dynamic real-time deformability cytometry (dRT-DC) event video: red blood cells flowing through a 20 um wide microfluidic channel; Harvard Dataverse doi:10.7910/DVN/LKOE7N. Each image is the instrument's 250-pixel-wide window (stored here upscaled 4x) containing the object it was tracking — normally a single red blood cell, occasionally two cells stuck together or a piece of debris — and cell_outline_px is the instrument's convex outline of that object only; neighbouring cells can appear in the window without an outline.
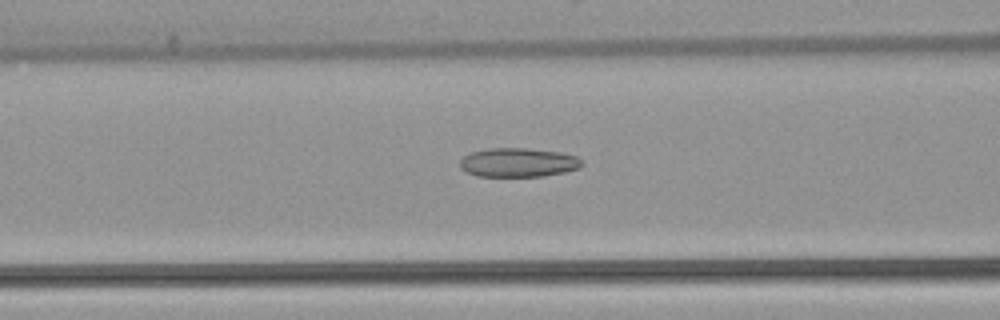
{"species": "common noctule bat (a hibernating species)", "species_latin": "Nyctalus noctula", "temperature_condition": "warm", "stored_images_in_passage": 41, "camera_frame_rate_fps": 3000, "um_per_image_px": 0.085, "animal": {"sex": "female", "body_mass_g": 22.7, "forearm_length_mm": 54.2}, "frame": {"image": 1, "passage_image": 10, "time_ms": 3.0, "image_size_px": [1000, 320], "cell_outline_px": [[584, 164], [580, 168], [564, 172], [544, 176], [476, 176], [460, 168], [460, 160], [464, 156], [472, 152], [488, 148], [528, 148], [560, 152], [576, 156], [584, 160]], "centroid_in_image_um": [44.09, 13.81], "position_along_channel_um": 122.5, "area_um2": 20.75}}
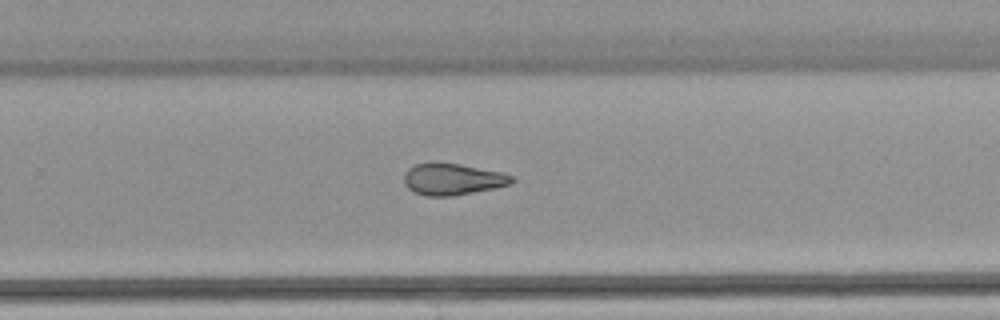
{"frame": {"image": 2, "passage_image": 23, "time_ms": 7.333, "image_size_px": [1000, 320], "cell_outline_px": [[516, 180], [512, 184], [452, 196], [428, 196], [416, 192], [408, 188], [404, 184], [404, 172], [408, 168], [416, 164], [432, 160], [436, 160], [460, 164], [504, 172], [512, 176]], "centroid_in_image_um": [38.45, 15.19], "position_along_channel_um": 291.3, "area_um2": 20.23}}
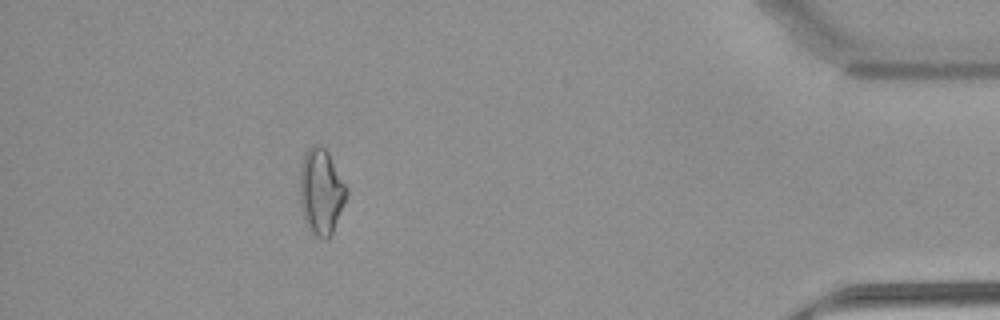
{"frame": {"image": 3, "passage_image": 36, "time_ms": 11.667, "image_size_px": [1000, 320], "cell_outline_px": [[348, 192], [332, 232], [328, 240], [324, 240], [316, 236], [308, 228], [304, 220], [300, 208], [300, 168], [304, 152], [312, 144], [320, 144], [328, 152], [348, 188]], "centroid_in_image_um": [27.27, 16.27], "position_along_channel_um": 407.9, "area_um2": 23.47}, "authors_computed_cell_mechanics": {"area_um2": 20.4612, "velocity_mm_per_s": 3.8985, "shape_relaxation_time_tau1_ms": null, "shape_relaxation_time_tau2_ms": 4.5941, "deformation_change_tau1": null, "deformation_change_tau2": 0.1334}}